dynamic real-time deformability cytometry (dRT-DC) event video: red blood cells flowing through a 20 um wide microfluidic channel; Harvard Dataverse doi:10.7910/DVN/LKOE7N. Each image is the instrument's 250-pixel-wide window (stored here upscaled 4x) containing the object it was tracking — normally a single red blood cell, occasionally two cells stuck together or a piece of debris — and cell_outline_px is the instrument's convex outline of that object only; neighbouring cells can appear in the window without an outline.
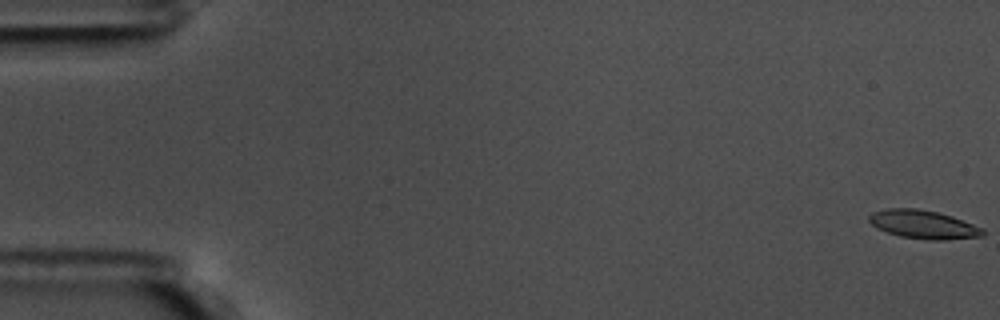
{"species": "common noctule bat (a hibernating species)", "species_latin": "Nyctalus noctula", "temperature_condition": "warm", "stored_images_in_passage": 58, "camera_frame_rate_fps": 3000, "um_per_image_px": 0.085, "animal": {"sex": "male", "body_mass_g": 17.5, "forearm_length_mm": 52.3}, "frame": {"image": 1, "passage_image": 1, "time_ms": 0.0, "image_size_px": [1000, 320], "cell_outline_px": [[984, 236], [944, 240], [928, 240], [900, 236], [876, 228], [868, 220], [868, 216], [872, 212], [888, 208], [916, 208], [936, 212], [952, 216], [984, 228]], "centroid_in_image_um": [78.49, 19.08], "position_along_channel_um": 6.5, "area_um2": 18.9}}
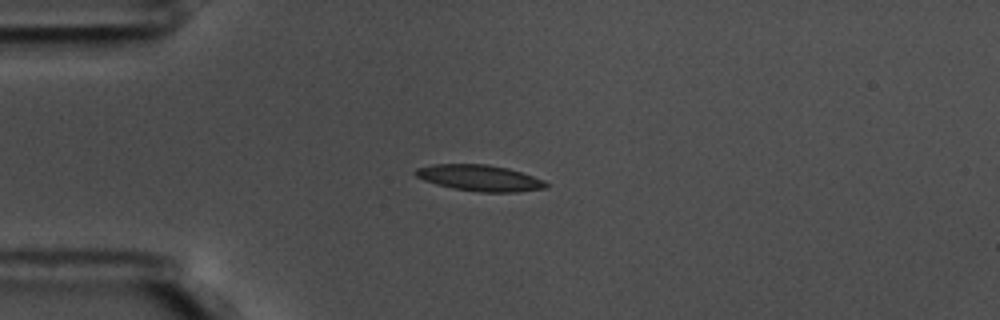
{"frame": {"image": 2, "passage_image": 16, "time_ms": 5.0, "image_size_px": [1000, 320], "cell_outline_px": [[548, 188], [516, 192], [480, 192], [452, 188], [436, 184], [424, 180], [416, 176], [412, 172], [416, 168], [432, 164], [488, 164], [508, 168], [544, 180], [548, 184]], "centroid_in_image_um": [40.75, 15.12], "position_along_channel_um": 44.2, "area_um2": 19.94}}
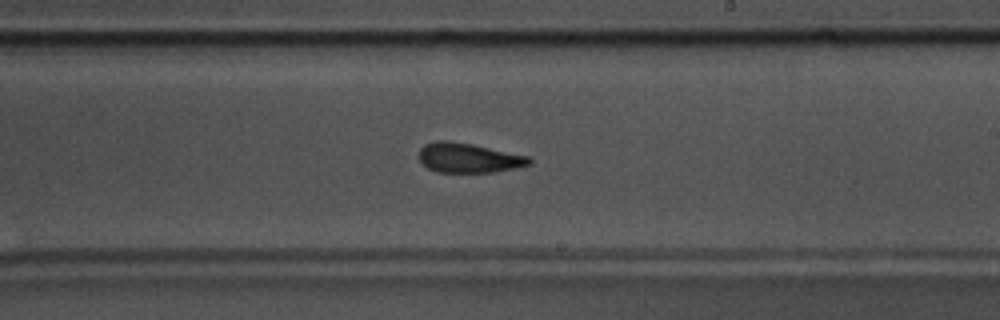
{"frame": {"image": 3, "passage_image": 35, "time_ms": 11.333, "image_size_px": [1000, 320], "cell_outline_px": [[532, 164], [516, 168], [492, 172], [436, 172], [428, 168], [416, 156], [420, 148], [424, 144], [436, 140], [444, 140], [472, 144], [528, 156], [532, 160]], "centroid_in_image_um": [39.79, 13.42], "position_along_channel_um": 249.2, "area_um2": 19.13}, "authors_computed_cell_mechanics": {"area_um2": 19.1318, "velocity_mm_per_s": 3.5811, "shape_relaxation_time_tau1_ms": 5.0571, "shape_relaxation_time_tau2_ms": 1.9766, "deformation_change_tau1": 0.1558, "deformation_change_tau2": 0.0961}}